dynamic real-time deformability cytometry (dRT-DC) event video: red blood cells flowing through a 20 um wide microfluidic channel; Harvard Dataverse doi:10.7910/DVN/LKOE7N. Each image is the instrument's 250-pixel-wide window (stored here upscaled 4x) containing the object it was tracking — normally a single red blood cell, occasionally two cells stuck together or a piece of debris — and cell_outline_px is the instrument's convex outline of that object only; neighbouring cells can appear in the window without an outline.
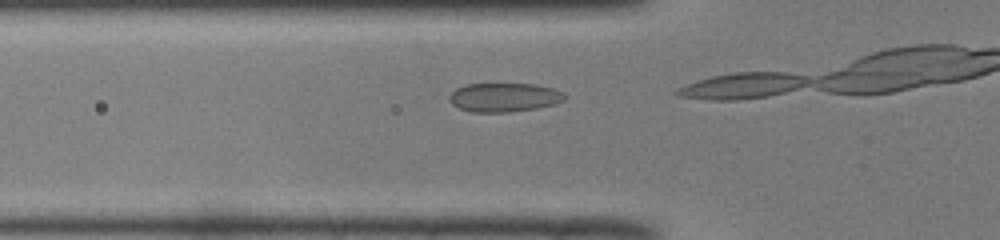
{"species": "common noctule bat (a hibernating species)", "species_latin": "Nyctalus noctula", "temperature_condition": "room temperature", "stored_images_in_passage": 7, "camera_frame_rate_fps": 3000, "um_per_image_px": 0.085, "animal": {"sex": "male", "body_mass_g": 19.0, "forearm_length_mm": 50.8}, "frame": {"image": 1, "passage_image": 5, "time_ms": 1.333, "image_size_px": [1000, 240], "cell_outline_px": [[568, 96], [564, 100], [552, 104], [536, 108], [508, 112], [472, 112], [460, 108], [452, 104], [448, 100], [448, 96], [456, 88], [468, 84], [536, 84], [552, 88], [564, 92]], "centroid_in_image_um": [42.85, 8.27], "position_along_channel_um": 82.9, "area_um2": 19.42}}